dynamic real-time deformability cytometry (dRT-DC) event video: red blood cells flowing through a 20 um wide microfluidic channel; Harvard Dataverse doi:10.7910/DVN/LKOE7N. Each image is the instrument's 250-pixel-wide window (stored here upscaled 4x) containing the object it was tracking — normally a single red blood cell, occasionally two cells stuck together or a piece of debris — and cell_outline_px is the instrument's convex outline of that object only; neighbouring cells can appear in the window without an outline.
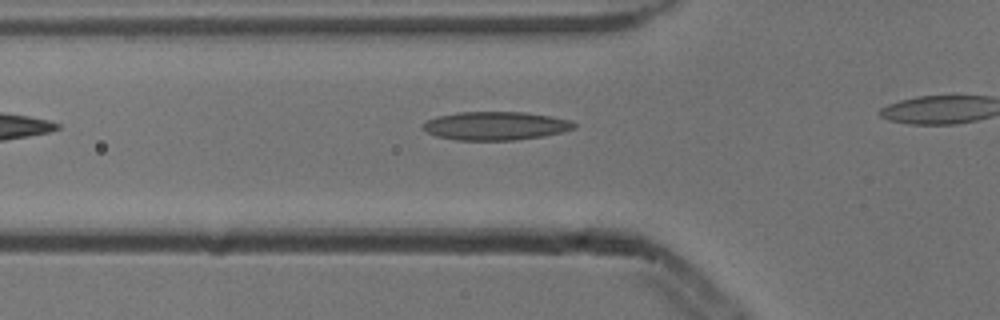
{"species": "common noctule bat (a hibernating species)", "species_latin": "Nyctalus noctula", "temperature_condition": "cold", "stored_images_in_passage": 4, "segment_of_instrument_passage": [1, 2], "camera_frame_rate_fps": 3000, "um_per_image_px": 0.085, "animal": {"sex": "male", "body_mass_g": 13.3}, "frame": {"image": 1, "passage_image": 3, "time_ms": 0.667, "image_size_px": [1000, 320], "cell_outline_px": [[576, 128], [544, 136], [516, 140], [456, 140], [436, 136], [420, 128], [428, 120], [436, 116], [456, 112], [524, 112], [552, 116], [572, 120], [576, 124]], "centroid_in_image_um": [42.13, 10.69], "position_along_channel_um": 83.7, "area_um2": 25.2}}